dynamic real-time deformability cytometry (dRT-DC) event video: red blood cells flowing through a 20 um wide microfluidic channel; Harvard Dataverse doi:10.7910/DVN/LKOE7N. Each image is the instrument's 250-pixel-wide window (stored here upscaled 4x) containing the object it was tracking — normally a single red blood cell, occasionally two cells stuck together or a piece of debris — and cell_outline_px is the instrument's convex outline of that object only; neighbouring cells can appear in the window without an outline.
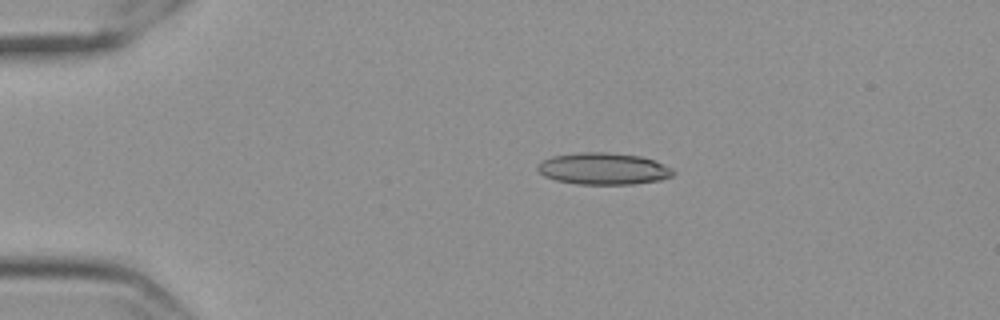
{"species": "Egyptian fruit bat (a non-hibernating species)", "species_latin": "Rousettus aegyptiacus", "temperature_condition": "cold", "stored_images_in_passage": 46, "camera_frame_rate_fps": 3000, "um_per_image_px": 0.085, "frame": {"image": 1, "passage_image": 1, "time_ms": 0.0, "image_size_px": [1000, 320], "cell_outline_px": [[676, 172], [672, 176], [660, 180], [632, 184], [576, 184], [556, 180], [544, 176], [536, 168], [544, 160], [552, 156], [580, 152], [608, 152], [640, 156], [656, 160], [672, 168]], "centroid_in_image_um": [51.33, 14.34], "position_along_channel_um": 33.7, "area_um2": 25.14}}
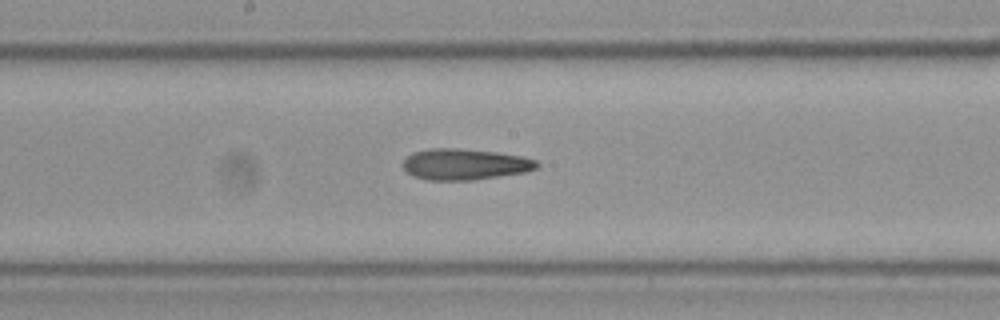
{"frame": {"image": 2, "passage_image": 20, "time_ms": 6.333, "image_size_px": [1000, 320], "cell_outline_px": [[540, 164], [536, 168], [524, 172], [472, 180], [428, 180], [416, 176], [408, 172], [400, 164], [412, 152], [432, 148], [460, 148], [496, 152], [524, 156], [536, 160]], "centroid_in_image_um": [39.51, 13.95], "position_along_channel_um": 208.7, "area_um2": 24.22}}
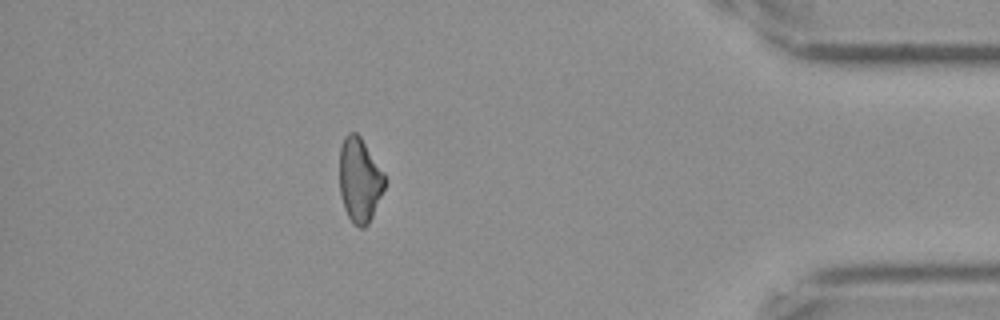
{"frame": {"image": 3, "passage_image": 40, "time_ms": 13.0, "image_size_px": [1000, 320], "cell_outline_px": [[384, 188], [372, 216], [368, 224], [364, 228], [360, 228], [352, 224], [344, 208], [340, 196], [340, 148], [344, 136], [348, 132], [356, 132], [360, 136], [384, 172]], "centroid_in_image_um": [30.55, 15.3], "position_along_channel_um": 404.7, "area_um2": 22.2}}